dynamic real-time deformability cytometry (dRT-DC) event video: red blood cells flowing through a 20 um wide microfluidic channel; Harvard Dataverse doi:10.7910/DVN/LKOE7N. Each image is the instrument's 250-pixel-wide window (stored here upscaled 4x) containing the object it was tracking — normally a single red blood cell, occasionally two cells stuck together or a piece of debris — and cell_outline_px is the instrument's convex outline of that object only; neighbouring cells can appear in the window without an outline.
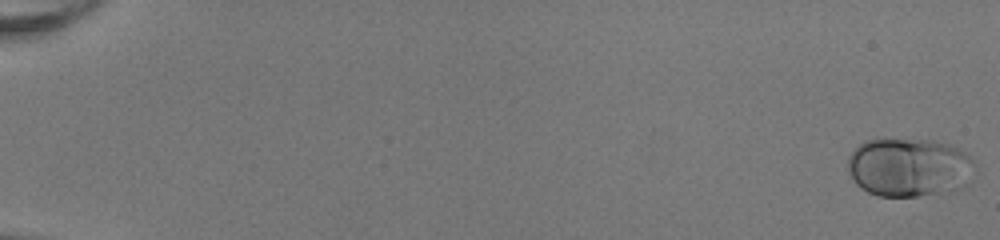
{"species": "human", "species_latin": "Homo sapiens", "temperature_condition": "room temperature", "stored_images_in_passage": 52, "camera_frame_rate_fps": 3000, "um_per_image_px": 0.085, "donor": {"sex": "female"}, "frame": {"image": 1, "passage_image": 1, "time_ms": 0.0, "image_size_px": [1000, 240], "cell_outline_px": [[980, 172], [936, 192], [920, 196], [876, 196], [860, 188], [852, 180], [848, 172], [848, 156], [864, 140], [936, 140], [948, 144], [964, 152], [976, 164]], "centroid_in_image_um": [77.19, 14.19], "position_along_channel_um": 7.8, "area_um2": 42.6}}
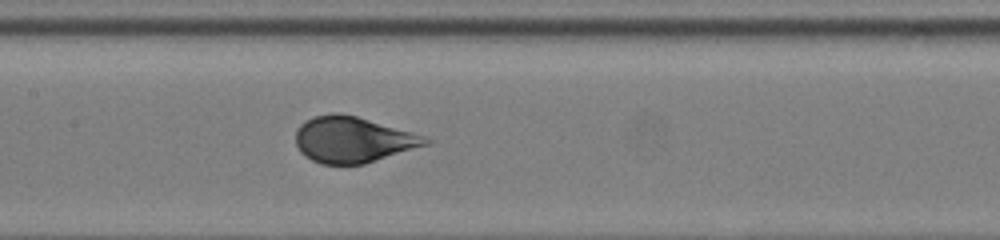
{"frame": {"image": 2, "passage_image": 28, "time_ms": 9.0, "image_size_px": [1000, 240], "cell_outline_px": [[432, 140], [428, 144], [364, 164], [320, 164], [304, 156], [300, 152], [296, 144], [296, 132], [300, 124], [316, 116], [332, 112], [336, 112], [356, 116], [412, 132], [424, 136]], "centroid_in_image_um": [29.97, 11.87], "position_along_channel_um": 177.4, "area_um2": 34.45}}
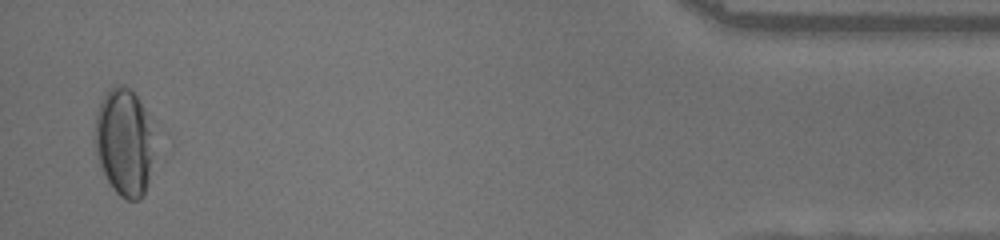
{"frame": {"image": 3, "passage_image": 51, "time_ms": 16.667, "image_size_px": [1000, 240], "cell_outline_px": [[172, 152], [144, 192], [136, 200], [128, 200], [120, 196], [112, 188], [100, 164], [96, 152], [96, 112], [108, 88], [116, 84], [124, 84], [136, 96]], "centroid_in_image_um": [10.89, 12.16], "position_along_channel_um": 424.3, "area_um2": 41.5}, "authors_computed_cell_mechanics": {"area_um2": 37.1654, "velocity_mm_per_s": 4.0888, "shape_relaxation_time_tau1_ms": 2.8319, "shape_relaxation_time_tau2_ms": null, "deformation_change_tau1": 0.1709, "deformation_change_tau2": null}}